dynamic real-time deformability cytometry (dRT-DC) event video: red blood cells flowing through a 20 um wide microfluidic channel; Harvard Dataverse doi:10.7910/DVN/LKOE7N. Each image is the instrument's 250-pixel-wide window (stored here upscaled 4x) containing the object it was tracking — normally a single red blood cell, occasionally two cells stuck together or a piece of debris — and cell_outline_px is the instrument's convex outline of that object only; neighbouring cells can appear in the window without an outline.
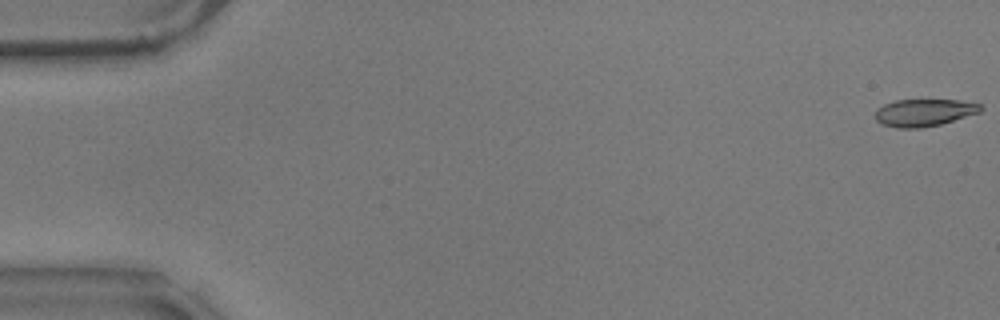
{"species": "common noctule bat (a hibernating species)", "species_latin": "Nyctalus noctula", "temperature_condition": "warm", "stored_images_in_passage": 58, "camera_frame_rate_fps": 3000, "um_per_image_px": 0.085, "animal": {"sex": "male", "body_mass_g": 17.9}, "frame": {"image": 1, "passage_image": 1, "time_ms": 0.0, "image_size_px": [1000, 320], "cell_outline_px": [[984, 108], [980, 112], [940, 124], [920, 128], [896, 128], [880, 124], [876, 120], [876, 108], [884, 104], [896, 100], [956, 100], [980, 104]], "centroid_in_image_um": [78.51, 9.57], "position_along_channel_um": 6.5, "area_um2": 16.7}}
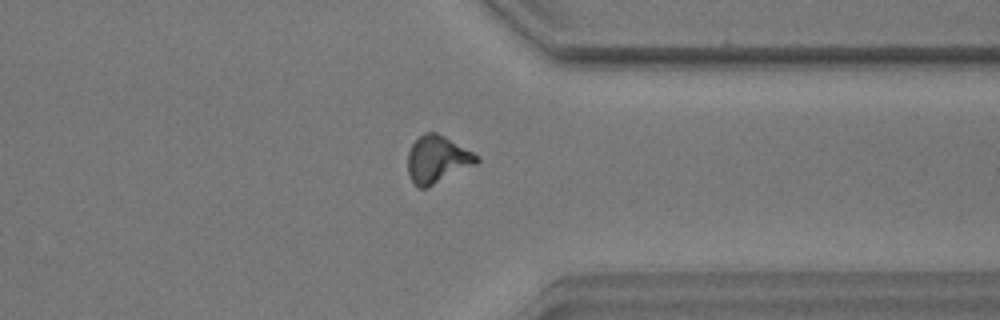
{"frame": {"image": 2, "passage_image": 45, "time_ms": 14.667, "image_size_px": [1000, 320], "cell_outline_px": [[480, 160], [476, 164], [424, 188], [420, 188], [412, 184], [408, 176], [408, 152], [412, 144], [424, 132], [436, 132], [444, 136], [480, 156]], "centroid_in_image_um": [37.15, 13.54], "position_along_channel_um": 374.3, "area_um2": 18.79}}
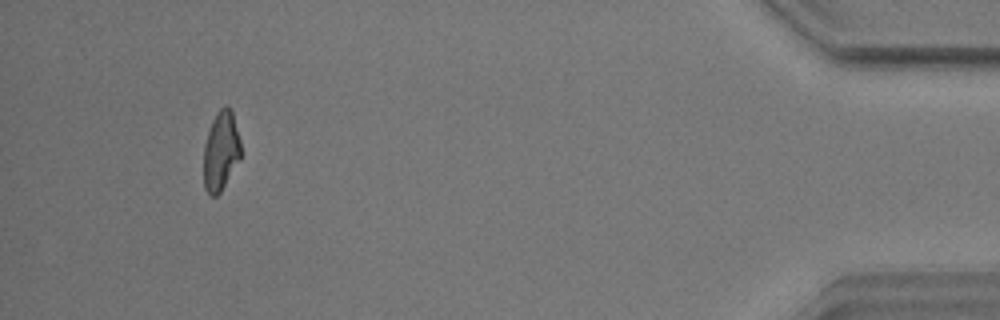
{"frame": {"image": 3, "passage_image": 54, "time_ms": 17.667, "image_size_px": [1000, 320], "cell_outline_px": [[240, 156], [220, 192], [216, 196], [212, 196], [204, 188], [204, 144], [212, 120], [216, 112], [224, 104], [228, 104], [232, 108], [240, 140]], "centroid_in_image_um": [18.76, 12.75], "position_along_channel_um": 416.4, "area_um2": 17.05}, "authors_computed_cell_mechanics": {"area_um2": 17.8891, "velocity_mm_per_s": 3.5468, "shape_relaxation_time_tau1_ms": null, "shape_relaxation_time_tau2_ms": 3.067, "deformation_change_tau1": null, "deformation_change_tau2": 0.1043}}